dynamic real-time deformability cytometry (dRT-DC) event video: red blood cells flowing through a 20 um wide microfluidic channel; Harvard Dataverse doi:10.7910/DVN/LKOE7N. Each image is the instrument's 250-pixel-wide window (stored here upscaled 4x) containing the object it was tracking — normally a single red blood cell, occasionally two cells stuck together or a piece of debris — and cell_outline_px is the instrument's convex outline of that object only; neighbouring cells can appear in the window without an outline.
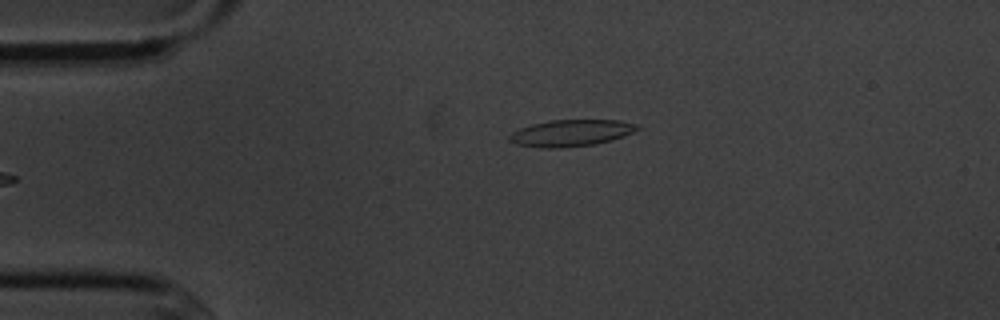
{"species": "common noctule bat (a hibernating species)", "species_latin": "Nyctalus noctula", "temperature_condition": "cold", "stored_images_in_passage": 6, "camera_frame_rate_fps": 3000, "um_per_image_px": 0.085, "animal": {"sex": "male", "body_mass_g": 20.1, "forearm_length_mm": 53.5}, "frame": {"image": 1, "passage_image": 6, "time_ms": 6.0, "image_size_px": [1000, 320], "cell_outline_px": [[640, 128], [624, 136], [596, 144], [560, 148], [540, 148], [516, 144], [508, 140], [508, 136], [512, 132], [520, 128], [532, 124], [552, 120], [620, 120], [640, 124]], "centroid_in_image_um": [48.54, 11.3], "position_along_channel_um": 36.5, "area_um2": 19.94}}